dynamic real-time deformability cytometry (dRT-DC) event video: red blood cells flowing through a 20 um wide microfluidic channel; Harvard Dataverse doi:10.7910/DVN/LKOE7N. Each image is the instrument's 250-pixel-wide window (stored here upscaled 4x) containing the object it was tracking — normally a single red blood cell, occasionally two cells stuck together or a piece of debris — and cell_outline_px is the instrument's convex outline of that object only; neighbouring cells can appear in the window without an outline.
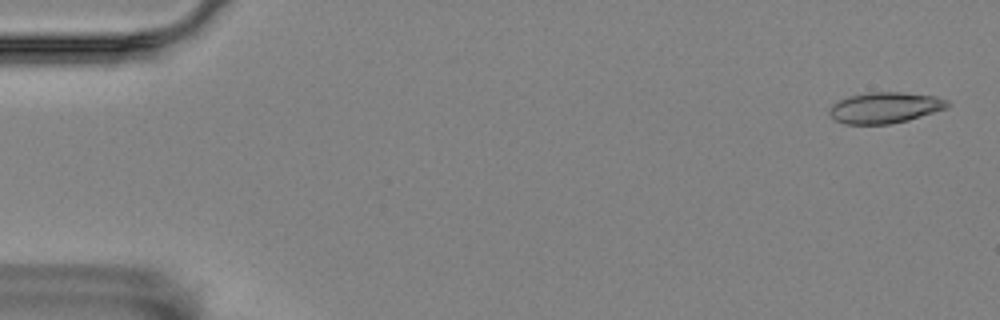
{"species": "Egyptian fruit bat (a non-hibernating species)", "species_latin": "Rousettus aegyptiacus", "temperature_condition": "room temperature", "stored_images_in_passage": 57, "camera_frame_rate_fps": 3000, "um_per_image_px": 0.085, "animal": {"sex": "female"}, "frame": {"image": 1, "passage_image": 2, "time_ms": 0.333, "image_size_px": [1000, 320], "cell_outline_px": [[952, 104], [948, 108], [908, 120], [888, 124], [844, 124], [836, 120], [828, 112], [828, 108], [832, 104], [848, 96], [868, 92], [900, 92], [936, 96], [948, 100]], "centroid_in_image_um": [75.24, 9.14], "position_along_channel_um": 9.8, "area_um2": 21.44}}
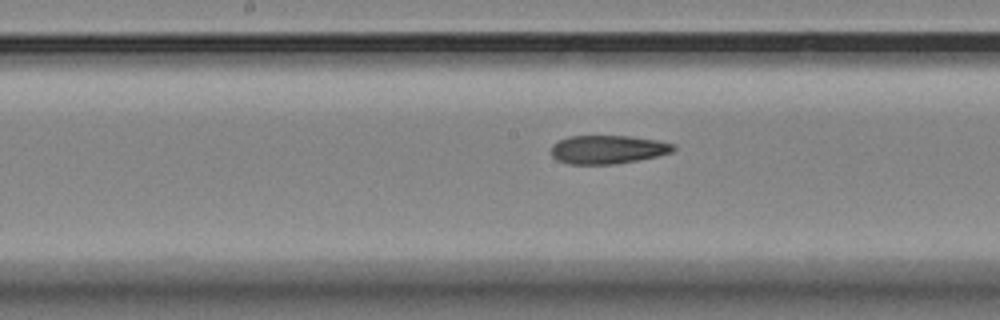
{"frame": {"image": 2, "passage_image": 29, "time_ms": 9.333, "image_size_px": [1000, 320], "cell_outline_px": [[676, 148], [672, 152], [656, 156], [616, 164], [568, 164], [556, 160], [552, 156], [552, 144], [568, 136], [628, 136], [660, 140], [672, 144]], "centroid_in_image_um": [51.64, 12.7], "position_along_channel_um": 196.6, "area_um2": 20.29}}
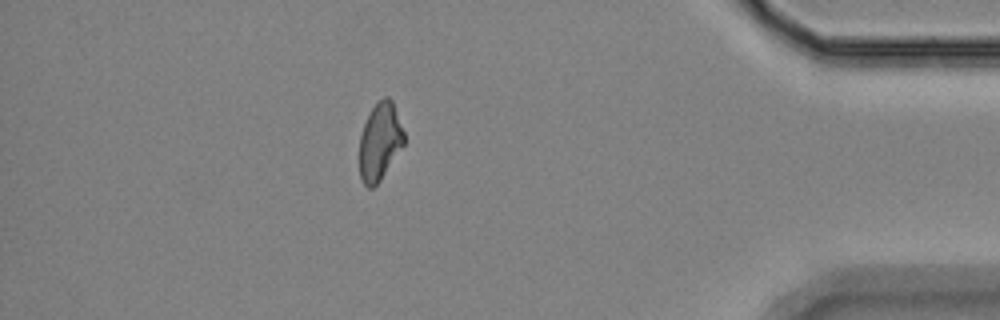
{"frame": {"image": 3, "passage_image": 50, "time_ms": 16.333, "image_size_px": [1000, 320], "cell_outline_px": [[404, 144], [380, 180], [372, 188], [368, 188], [364, 184], [360, 176], [360, 136], [364, 124], [372, 108], [384, 96], [388, 96], [392, 100], [404, 132]], "centroid_in_image_um": [32.29, 12.03], "position_along_channel_um": 402.9, "area_um2": 19.77}, "authors_computed_cell_mechanics": {"area_um2": 20.9814, "velocity_mm_per_s": 3.5109, "shape_relaxation_time_tau1_ms": null, "shape_relaxation_time_tau2_ms": 4.1159, "deformation_change_tau1": null, "deformation_change_tau2": 0.1222}}